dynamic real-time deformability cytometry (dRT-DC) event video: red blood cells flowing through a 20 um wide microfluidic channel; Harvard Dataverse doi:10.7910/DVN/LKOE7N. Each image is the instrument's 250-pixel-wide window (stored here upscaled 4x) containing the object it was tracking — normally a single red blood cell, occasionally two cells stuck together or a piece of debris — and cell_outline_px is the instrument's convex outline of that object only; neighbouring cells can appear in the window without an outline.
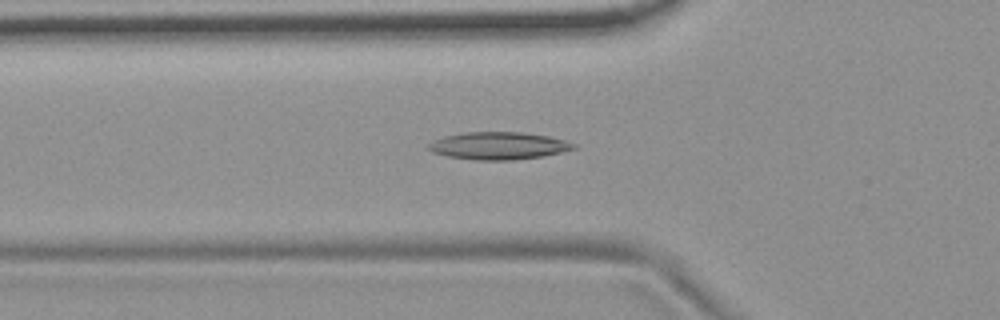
{"species": "common noctule bat (a hibernating species)", "species_latin": "Nyctalus noctula", "temperature_condition": "room temperature", "stored_images_in_passage": 40, "camera_frame_rate_fps": 3000, "um_per_image_px": 0.085, "animal": {"sex": "female", "body_mass_g": 19.9}, "frame": {"image": 1, "passage_image": 5, "time_ms": 1.333, "image_size_px": [1000, 320], "cell_outline_px": [[576, 148], [544, 156], [512, 160], [476, 160], [448, 156], [432, 152], [428, 148], [428, 144], [444, 136], [460, 132], [524, 132], [548, 136], [564, 140], [576, 144]], "centroid_in_image_um": [42.38, 12.38], "position_along_channel_um": 83.4, "area_um2": 23.18}}
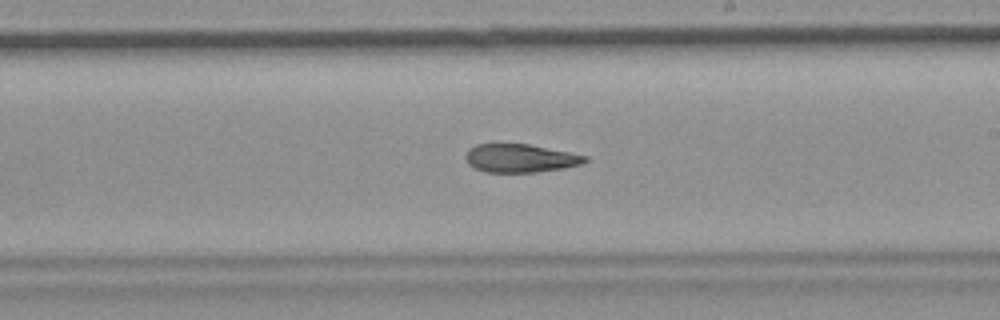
{"frame": {"image": 2, "passage_image": 18, "time_ms": 5.667, "image_size_px": [1000, 320], "cell_outline_px": [[588, 160], [580, 164], [564, 168], [536, 172], [484, 172], [468, 164], [464, 156], [468, 148], [476, 144], [528, 144], [588, 156]], "centroid_in_image_um": [44.18, 13.45], "position_along_channel_um": 244.8, "area_um2": 19.65}}
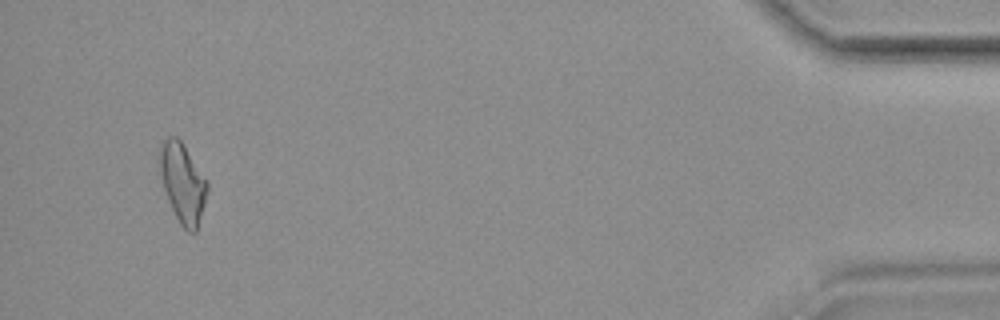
{"frame": {"image": 3, "passage_image": 38, "time_ms": 12.333, "image_size_px": [1000, 320], "cell_outline_px": [[208, 192], [196, 232], [188, 232], [180, 224], [168, 200], [164, 188], [156, 156], [160, 144], [168, 136], [176, 136], [180, 140], [208, 180]], "centroid_in_image_um": [15.51, 15.51], "position_along_channel_um": 419.7, "area_um2": 22.25}, "authors_computed_cell_mechanics": {"area_um2": 21.1548, "velocity_mm_per_s": 3.7227, "shape_relaxation_time_tau1_ms": null, "shape_relaxation_time_tau2_ms": 5.2574, "deformation_change_tau1": null, "deformation_change_tau2": 0.1532}}